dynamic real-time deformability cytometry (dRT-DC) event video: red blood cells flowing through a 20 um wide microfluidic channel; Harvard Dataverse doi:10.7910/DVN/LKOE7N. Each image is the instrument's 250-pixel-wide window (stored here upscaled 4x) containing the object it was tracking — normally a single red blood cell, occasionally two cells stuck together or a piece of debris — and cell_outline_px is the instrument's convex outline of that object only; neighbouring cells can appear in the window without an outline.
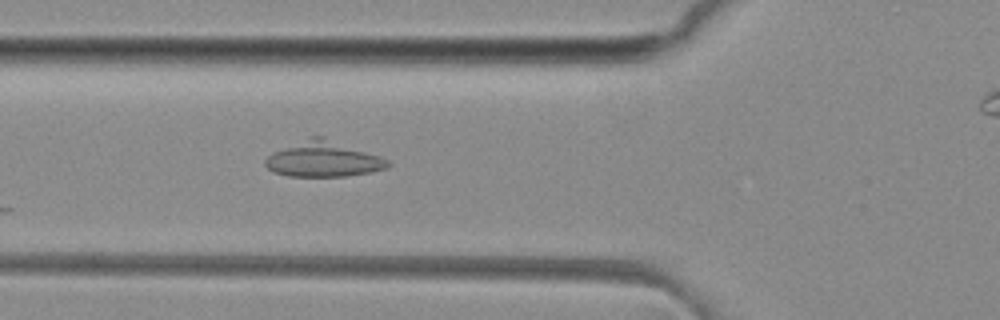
{"species": "common noctule bat (a hibernating species)", "species_latin": "Nyctalus noctula", "temperature_condition": "room temperature", "stored_images_in_passage": 34, "camera_frame_rate_fps": 3000, "um_per_image_px": 0.085, "animal": {"sex": "female", "body_mass_g": 29.2, "forearm_length_mm": 56.3}, "frame": {"image": 1, "passage_image": 5, "time_ms": 1.333, "image_size_px": [1000, 320], "cell_outline_px": [[392, 164], [388, 168], [372, 172], [344, 176], [288, 176], [272, 172], [264, 164], [264, 160], [272, 152], [308, 136], [324, 136], [380, 156], [388, 160]], "centroid_in_image_um": [27.48, 13.52], "position_along_channel_um": 98.3, "area_um2": 25.61}}
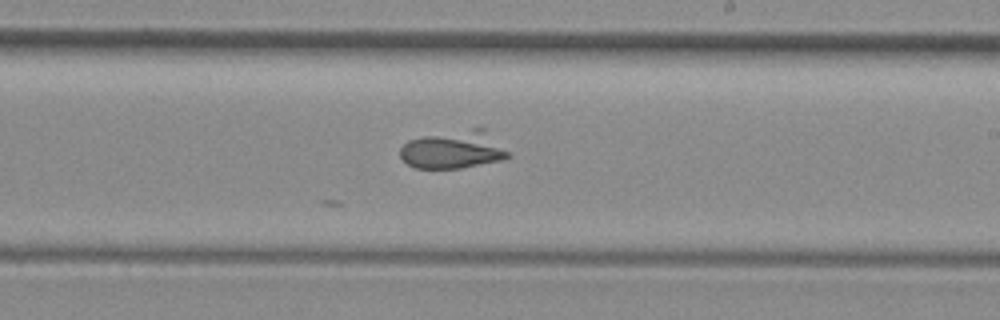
{"frame": {"image": 2, "passage_image": 16, "time_ms": 5.0, "image_size_px": [1000, 320], "cell_outline_px": [[512, 156], [504, 160], [460, 168], [416, 168], [408, 164], [400, 156], [400, 148], [408, 140], [424, 136], [472, 128], [484, 128]], "centroid_in_image_um": [38.55, 12.73], "position_along_channel_um": 250.4, "area_um2": 23.64}}
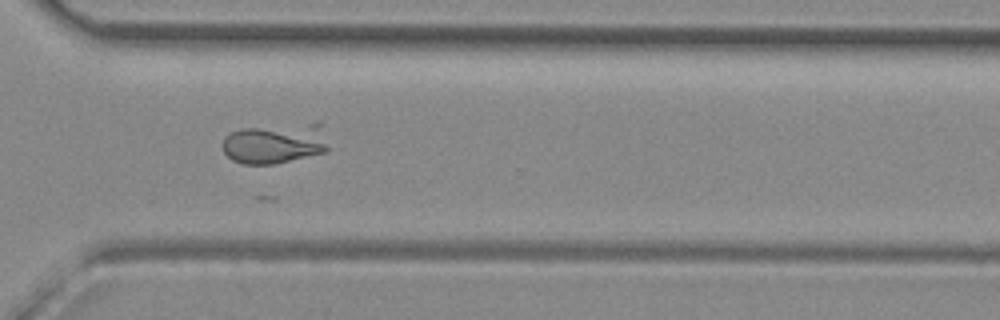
{"frame": {"image": 3, "passage_image": 23, "time_ms": 7.333, "image_size_px": [1000, 320], "cell_outline_px": [[328, 148], [324, 152], [272, 164], [240, 164], [232, 160], [224, 152], [220, 144], [224, 136], [232, 132], [244, 128], [256, 128], [316, 140], [324, 144]], "centroid_in_image_um": [22.75, 12.47], "position_along_channel_um": 347.9, "area_um2": 19.59}}